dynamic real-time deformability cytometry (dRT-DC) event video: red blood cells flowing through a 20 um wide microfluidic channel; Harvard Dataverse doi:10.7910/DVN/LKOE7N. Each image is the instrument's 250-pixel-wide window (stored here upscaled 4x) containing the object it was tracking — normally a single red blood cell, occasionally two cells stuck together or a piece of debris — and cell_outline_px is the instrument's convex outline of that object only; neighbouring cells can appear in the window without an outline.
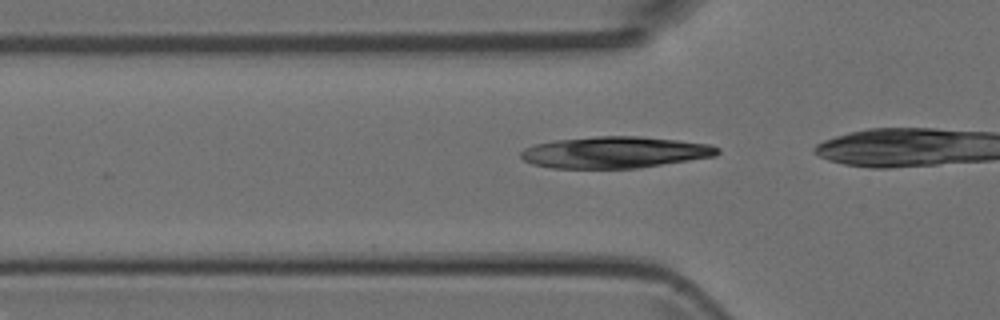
{"species": "Egyptian fruit bat (a non-hibernating species)", "species_latin": "Rousettus aegyptiacus", "temperature_condition": "room temperature", "stored_images_in_passage": 10, "camera_frame_rate_fps": 3000, "um_per_image_px": 0.085, "animal": {"sex": "female"}, "frame": {"image": 1, "passage_image": 2, "time_ms": 0.333, "image_size_px": [1000, 320], "cell_outline_px": [[720, 152], [716, 156], [636, 168], [552, 168], [532, 164], [524, 160], [520, 156], [520, 152], [524, 148], [532, 144], [552, 140], [596, 136], [640, 136], [712, 144], [720, 148]], "centroid_in_image_um": [52.24, 12.94], "position_along_channel_um": 73.6, "area_um2": 36.3}}
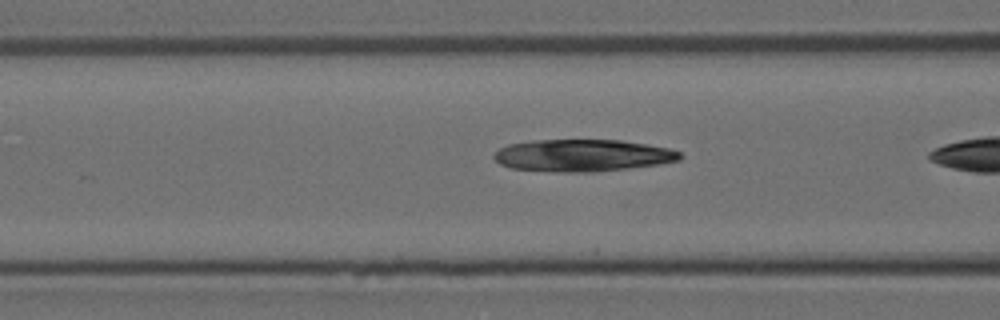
{"frame": {"image": 2, "passage_image": 5, "time_ms": 1.333, "image_size_px": [1000, 320], "cell_outline_px": [[684, 156], [680, 160], [660, 164], [628, 168], [592, 172], [556, 172], [512, 168], [500, 164], [492, 156], [500, 148], [508, 144], [532, 140], [624, 140], [648, 144], [668, 148], [680, 152]], "centroid_in_image_um": [49.54, 13.21], "position_along_channel_um": 117.1, "area_um2": 34.91}}